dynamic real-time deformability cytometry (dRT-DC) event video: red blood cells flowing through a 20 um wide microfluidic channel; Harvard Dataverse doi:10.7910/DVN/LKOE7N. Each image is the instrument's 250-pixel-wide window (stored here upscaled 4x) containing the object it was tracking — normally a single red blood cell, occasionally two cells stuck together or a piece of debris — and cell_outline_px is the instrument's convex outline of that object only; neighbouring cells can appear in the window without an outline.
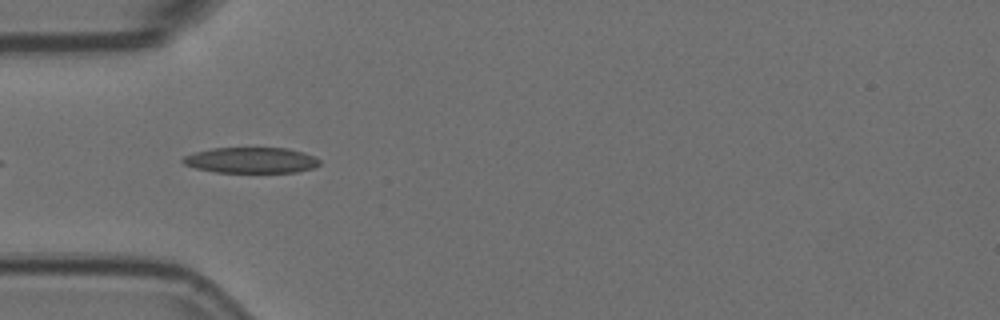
{"species": "Egyptian fruit bat (a non-hibernating species)", "species_latin": "Rousettus aegyptiacus", "temperature_condition": "room temperature", "stored_images_in_passage": 10, "camera_frame_rate_fps": 3000, "um_per_image_px": 0.085, "animal": {"sex": "female"}, "frame": {"image": 1, "passage_image": 2, "time_ms": 0.333, "image_size_px": [1000, 320], "cell_outline_px": [[320, 164], [312, 168], [296, 172], [216, 172], [196, 168], [184, 164], [180, 160], [184, 156], [196, 152], [212, 148], [288, 148], [304, 152], [320, 160]], "centroid_in_image_um": [21.34, 13.61], "position_along_channel_um": 63.7, "area_um2": 20.4}}
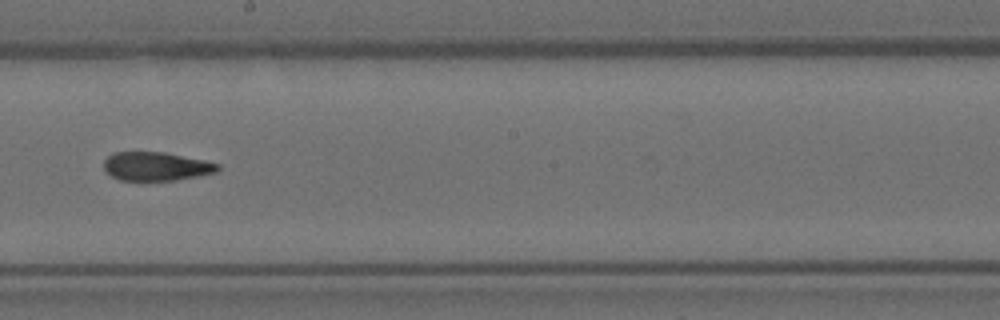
{"frame": {"image": 2, "passage_image": 6, "time_ms": 1.667, "image_size_px": [1000, 320], "cell_outline_px": [[220, 168], [216, 172], [200, 176], [176, 180], [120, 180], [112, 176], [104, 168], [104, 160], [112, 152], [164, 152], [204, 160], [220, 164]], "centroid_in_image_um": [13.29, 14.13], "position_along_channel_um": 234.9, "area_um2": 19.02}}
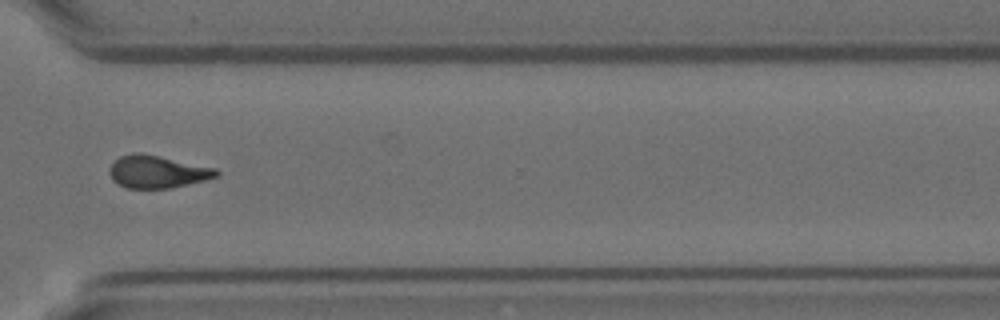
{"frame": {"image": 3, "passage_image": 9, "time_ms": 2.667, "image_size_px": [1000, 320], "cell_outline_px": [[220, 176], [204, 180], [168, 188], [124, 188], [116, 184], [112, 180], [108, 172], [108, 168], [120, 156], [132, 152], [140, 152], [160, 156], [216, 168], [220, 172]], "centroid_in_image_um": [13.33, 14.59], "position_along_channel_um": 357.3, "area_um2": 20.4}}